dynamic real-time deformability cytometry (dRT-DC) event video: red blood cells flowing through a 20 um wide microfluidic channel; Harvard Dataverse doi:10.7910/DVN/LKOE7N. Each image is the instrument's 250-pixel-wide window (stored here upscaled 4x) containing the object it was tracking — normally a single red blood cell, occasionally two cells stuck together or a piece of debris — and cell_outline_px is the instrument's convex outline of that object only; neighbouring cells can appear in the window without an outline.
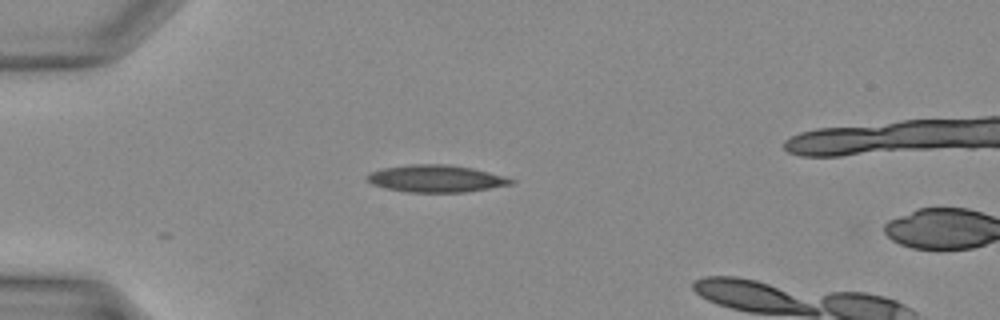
{"species": "Egyptian fruit bat (a non-hibernating species)", "species_latin": "Rousettus aegyptiacus", "temperature_condition": "warm", "stored_images_in_passage": 3, "camera_frame_rate_fps": 3000, "um_per_image_px": 0.085, "animal": {"sex": "female"}, "frame": {"image": 1, "passage_image": 1, "time_ms": 0.0, "image_size_px": [1000, 320], "cell_outline_px": [[516, 180], [512, 184], [464, 192], [408, 192], [388, 188], [372, 184], [368, 180], [368, 176], [372, 172], [384, 168], [412, 164], [444, 164], [472, 168], [504, 176]], "centroid_in_image_um": [37.09, 15.18], "position_along_channel_um": 47.9, "area_um2": 22.31}}